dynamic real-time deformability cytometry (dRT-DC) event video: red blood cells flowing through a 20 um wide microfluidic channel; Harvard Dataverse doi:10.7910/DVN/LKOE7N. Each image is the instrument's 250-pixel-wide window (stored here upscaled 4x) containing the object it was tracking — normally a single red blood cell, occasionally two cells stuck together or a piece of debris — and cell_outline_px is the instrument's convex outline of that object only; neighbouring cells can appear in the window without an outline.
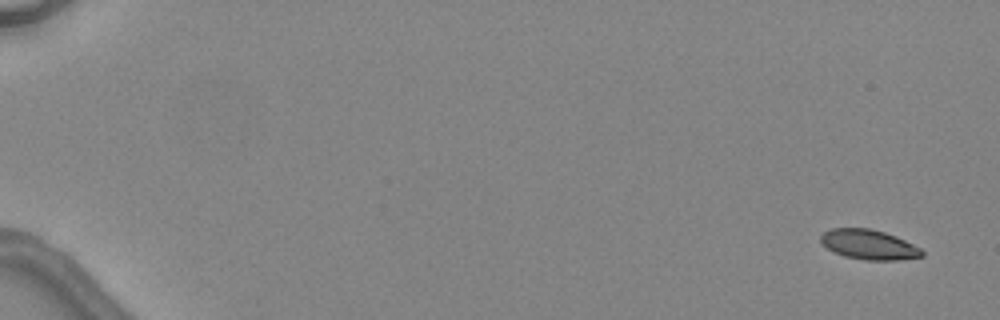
{"species": "common noctule bat (a hibernating species)", "species_latin": "Nyctalus noctula", "temperature_condition": "warm", "stored_images_in_passage": 6, "camera_frame_rate_fps": 3000, "um_per_image_px": 0.085, "animal": {"sex": "female", "body_mass_g": 24.6, "forearm_length_mm": 56.2}, "frame": {"image": 1, "passage_image": 1, "time_ms": 0.0, "image_size_px": [1000, 320], "cell_outline_px": [[924, 256], [900, 260], [864, 260], [844, 256], [828, 248], [820, 240], [820, 236], [824, 232], [832, 228], [868, 228], [884, 232], [896, 236], [920, 248], [924, 252]], "centroid_in_image_um": [73.87, 20.79], "position_along_channel_um": 11.1, "area_um2": 17.46}}
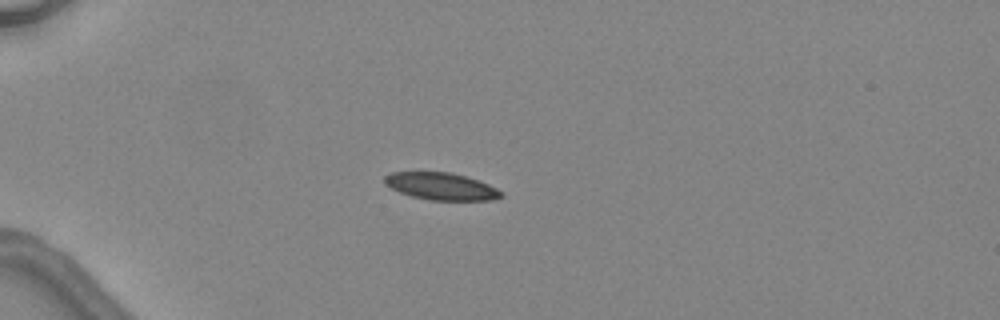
{"frame": {"image": 2, "passage_image": 4, "time_ms": 4.333, "image_size_px": [1000, 320], "cell_outline_px": [[504, 196], [492, 200], [428, 200], [412, 196], [400, 192], [384, 184], [384, 176], [392, 172], [448, 172], [464, 176], [488, 184], [504, 192]], "centroid_in_image_um": [37.5, 15.84], "position_along_channel_um": 47.5, "area_um2": 18.38}}